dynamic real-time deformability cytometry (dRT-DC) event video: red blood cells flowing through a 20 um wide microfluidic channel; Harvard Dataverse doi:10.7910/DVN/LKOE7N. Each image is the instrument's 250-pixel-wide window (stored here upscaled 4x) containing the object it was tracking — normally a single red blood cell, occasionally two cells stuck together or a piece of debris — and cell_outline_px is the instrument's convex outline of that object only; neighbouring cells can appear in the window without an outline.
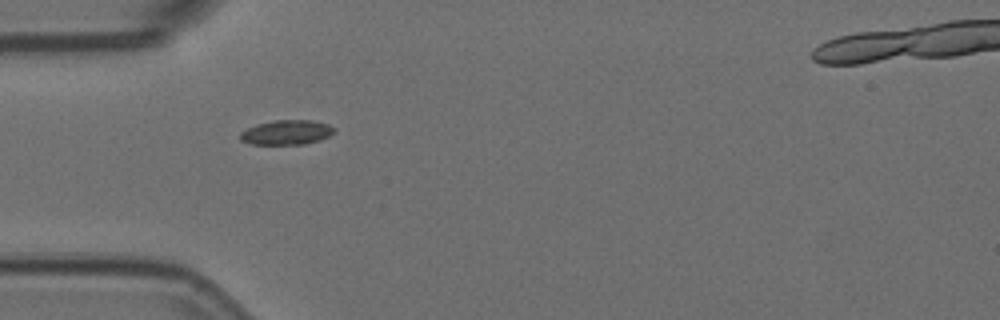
{"species": "Egyptian fruit bat (a non-hibernating species)", "species_latin": "Rousettus aegyptiacus", "temperature_condition": "room temperature", "stored_images_in_passage": 2, "camera_frame_rate_fps": 3000, "um_per_image_px": 0.085, "animal": {"sex": "female"}, "frame": {"image": 1, "passage_image": 1, "time_ms": 0.0, "image_size_px": [1000, 320], "cell_outline_px": [[336, 132], [320, 140], [304, 144], [252, 144], [240, 140], [240, 132], [256, 124], [276, 120], [312, 120], [328, 124], [336, 128]], "centroid_in_image_um": [24.39, 11.25], "position_along_channel_um": 60.6, "area_um2": 13.53}}
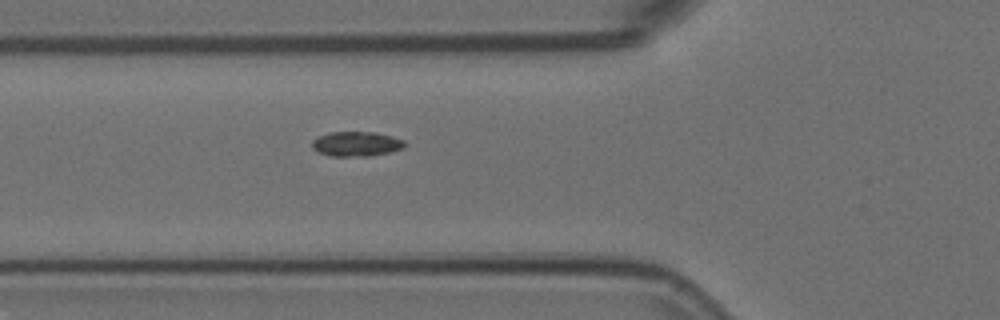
{"frame": {"image": 2, "passage_image": 2, "time_ms": 0.333, "image_size_px": [1000, 320], "cell_outline_px": [[404, 148], [388, 152], [368, 156], [332, 156], [320, 152], [312, 148], [312, 140], [320, 136], [332, 132], [376, 132], [392, 136], [404, 140]], "centroid_in_image_um": [30.3, 12.23], "position_along_channel_um": 95.5, "area_um2": 13.18}}